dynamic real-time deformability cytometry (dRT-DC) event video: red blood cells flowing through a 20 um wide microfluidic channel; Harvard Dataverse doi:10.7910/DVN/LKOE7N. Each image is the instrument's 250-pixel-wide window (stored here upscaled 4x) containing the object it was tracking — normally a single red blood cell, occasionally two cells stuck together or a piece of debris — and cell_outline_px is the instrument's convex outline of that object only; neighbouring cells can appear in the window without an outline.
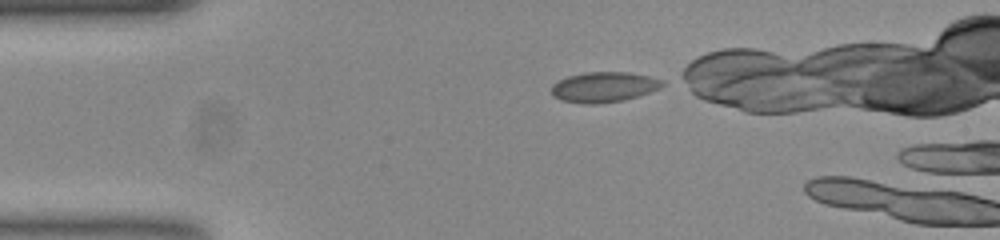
{"species": "common noctule bat (a hibernating species)", "species_latin": "Nyctalus noctula", "temperature_condition": "room temperature", "stored_images_in_passage": 32, "camera_frame_rate_fps": 3000, "um_per_image_px": 0.085, "animal": {"sex": "female", "body_mass_g": 23.0, "forearm_length_mm": 53.4}, "frame": {"image": 1, "passage_image": 1, "time_ms": 0.0, "image_size_px": [1000, 240], "cell_outline_px": [[664, 84], [660, 88], [624, 100], [596, 104], [580, 104], [560, 100], [552, 96], [552, 84], [568, 76], [584, 72], [628, 72], [648, 76], [664, 80]], "centroid_in_image_um": [51.3, 7.4], "position_along_channel_um": 33.7, "area_um2": 19.59}}
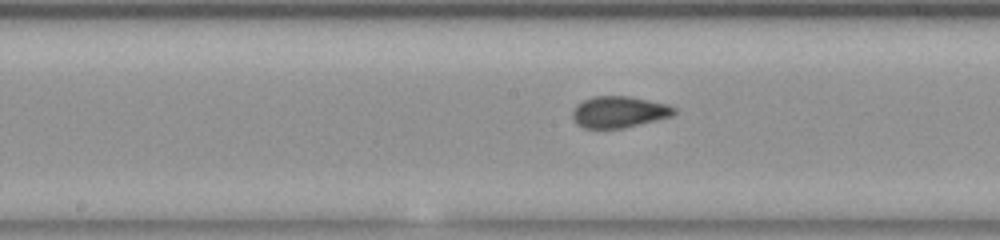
{"frame": {"image": 2, "passage_image": 17, "time_ms": 5.333, "image_size_px": [1000, 240], "cell_outline_px": [[676, 112], [672, 116], [620, 128], [584, 128], [576, 124], [572, 116], [572, 112], [576, 104], [592, 96], [632, 96], [668, 104], [676, 108]], "centroid_in_image_um": [52.6, 9.5], "position_along_channel_um": 195.6, "area_um2": 18.61}}
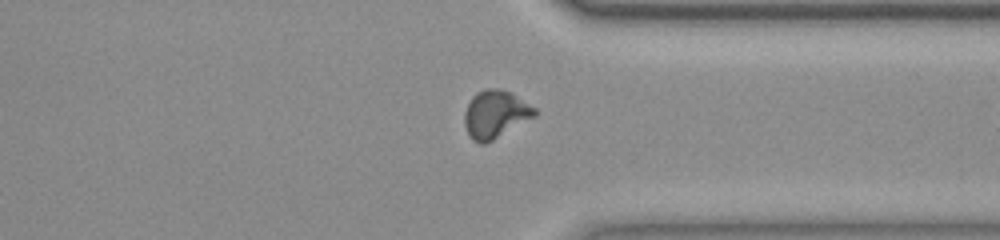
{"frame": {"image": 3, "passage_image": 31, "time_ms": 10.0, "image_size_px": [1000, 240], "cell_outline_px": [[536, 116], [492, 140], [484, 144], [480, 144], [472, 140], [464, 124], [464, 112], [472, 96], [476, 92], [484, 88], [500, 88], [512, 92], [536, 108]], "centroid_in_image_um": [42.1, 9.68], "position_along_channel_um": 369.3, "area_um2": 19.65}}